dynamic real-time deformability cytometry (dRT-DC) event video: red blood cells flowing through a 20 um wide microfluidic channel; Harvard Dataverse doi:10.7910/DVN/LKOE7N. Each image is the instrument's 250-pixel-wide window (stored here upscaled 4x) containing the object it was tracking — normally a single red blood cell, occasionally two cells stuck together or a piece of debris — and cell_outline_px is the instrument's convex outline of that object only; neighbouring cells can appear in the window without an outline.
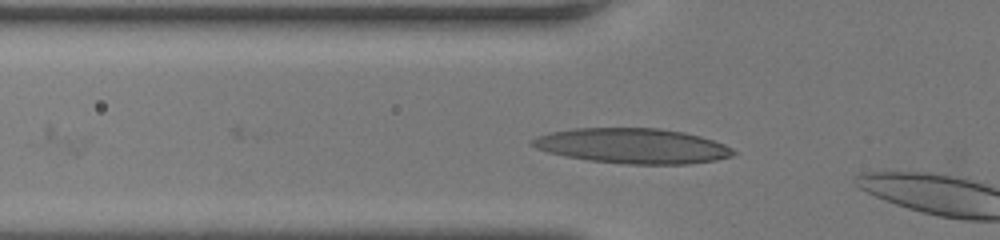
{"species": "human", "species_latin": "Homo sapiens", "temperature_condition": "room temperature", "stored_images_in_passage": 6, "camera_frame_rate_fps": 3000, "um_per_image_px": 0.085, "donor": {"sex": "female"}, "frame": {"image": 1, "passage_image": 4, "time_ms": 1.0, "image_size_px": [1000, 240], "cell_outline_px": [[740, 152], [732, 156], [716, 160], [688, 164], [628, 164], [588, 160], [564, 156], [548, 152], [536, 148], [528, 144], [528, 140], [536, 136], [548, 132], [576, 128], [660, 128], [684, 132], [700, 136], [724, 144]], "centroid_in_image_um": [53.74, 12.4], "position_along_channel_um": 72.1, "area_um2": 41.5}}